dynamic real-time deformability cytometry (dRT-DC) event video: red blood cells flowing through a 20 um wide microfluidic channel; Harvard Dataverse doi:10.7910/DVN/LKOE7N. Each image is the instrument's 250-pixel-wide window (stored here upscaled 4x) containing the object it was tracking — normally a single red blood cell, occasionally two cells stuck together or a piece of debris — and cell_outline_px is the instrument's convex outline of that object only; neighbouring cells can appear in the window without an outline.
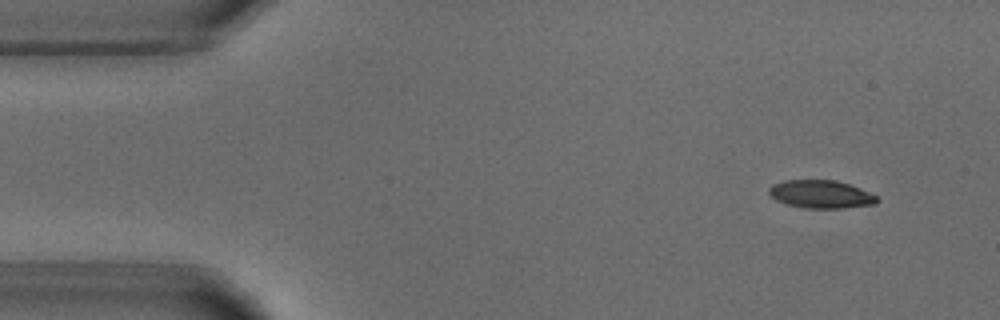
{"species": "common noctule bat (a hibernating species)", "species_latin": "Nyctalus noctula", "temperature_condition": "warm", "stored_images_in_passage": 5, "camera_frame_rate_fps": 3000, "um_per_image_px": 0.085, "animal": {"sex": "male", "body_mass_g": 18.8}, "frame": {"image": 1, "passage_image": 1, "time_ms": 0.0, "image_size_px": [1000, 320], "cell_outline_px": [[880, 200], [876, 204], [844, 208], [804, 208], [788, 204], [776, 200], [768, 192], [768, 188], [772, 184], [784, 180], [836, 180], [860, 188], [876, 196]], "centroid_in_image_um": [69.78, 16.51], "position_along_channel_um": 15.2, "area_um2": 17.63}}